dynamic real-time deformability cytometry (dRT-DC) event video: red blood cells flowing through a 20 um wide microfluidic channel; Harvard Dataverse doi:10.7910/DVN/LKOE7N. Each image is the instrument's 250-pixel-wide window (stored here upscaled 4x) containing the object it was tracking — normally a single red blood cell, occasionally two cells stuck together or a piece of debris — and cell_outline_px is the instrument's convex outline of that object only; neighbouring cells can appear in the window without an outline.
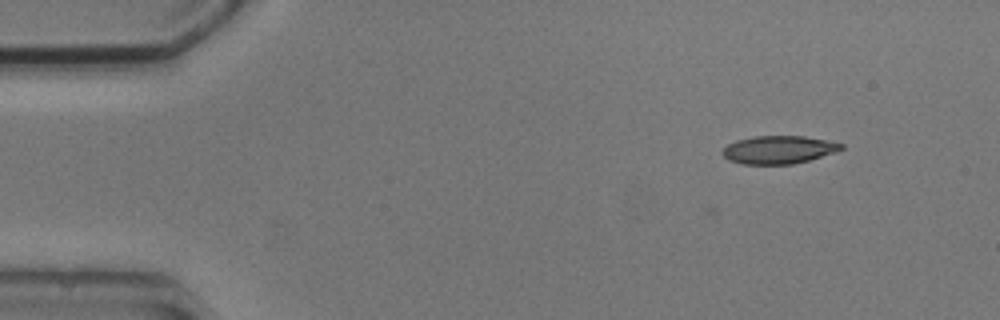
{"species": "common noctule bat (a hibernating species)", "species_latin": "Nyctalus noctula", "temperature_condition": "cold", "stored_images_in_passage": 4, "camera_frame_rate_fps": 3000, "um_per_image_px": 0.085, "animal": {"sex": "male", "body_mass_g": 20.5, "forearm_length_mm": 52.5}, "frame": {"image": 1, "passage_image": 2, "time_ms": 1.0, "image_size_px": [1000, 320], "cell_outline_px": [[844, 148], [836, 152], [808, 160], [792, 164], [740, 164], [728, 160], [720, 152], [728, 144], [736, 140], [756, 136], [804, 136], [844, 144]], "centroid_in_image_um": [66.16, 12.73], "position_along_channel_um": 18.8, "area_um2": 19.31}}